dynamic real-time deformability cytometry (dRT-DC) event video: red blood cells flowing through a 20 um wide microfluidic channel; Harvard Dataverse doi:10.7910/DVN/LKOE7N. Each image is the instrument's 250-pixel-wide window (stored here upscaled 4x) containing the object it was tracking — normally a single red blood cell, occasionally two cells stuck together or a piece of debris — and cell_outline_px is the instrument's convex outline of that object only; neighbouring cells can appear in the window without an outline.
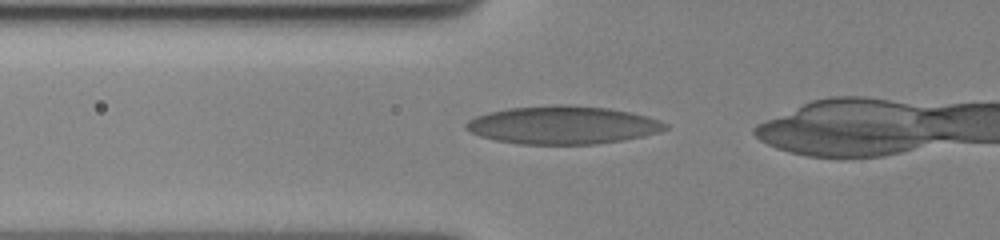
{"species": "human", "species_latin": "Homo sapiens", "temperature_condition": "cold", "stored_images_in_passage": 32, "camera_frame_rate_fps": 3000, "um_per_image_px": 0.085, "donor": {"sex": "female"}, "frame": {"image": 1, "passage_image": 2, "time_ms": 0.333, "image_size_px": [1000, 240], "cell_outline_px": [[668, 128], [660, 132], [620, 140], [596, 144], [520, 144], [496, 140], [480, 136], [464, 128], [464, 124], [468, 120], [476, 116], [488, 112], [508, 108], [560, 104], [568, 104], [608, 108], [632, 112], [660, 120], [668, 124]], "centroid_in_image_um": [47.82, 10.62], "position_along_channel_um": 78.0, "area_um2": 44.16}}
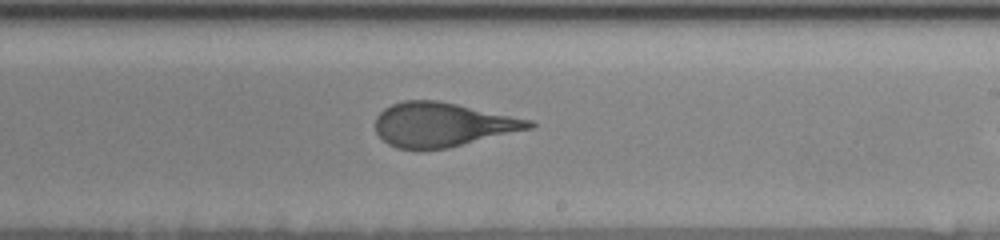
{"frame": {"image": 2, "passage_image": 17, "time_ms": 5.333, "image_size_px": [1000, 240], "cell_outline_px": [[536, 124], [532, 128], [448, 148], [420, 152], [396, 148], [388, 144], [376, 132], [376, 116], [384, 108], [392, 104], [404, 100], [436, 100], [456, 104], [532, 120]], "centroid_in_image_um": [37.56, 10.62], "position_along_channel_um": 251.4, "area_um2": 39.82}}
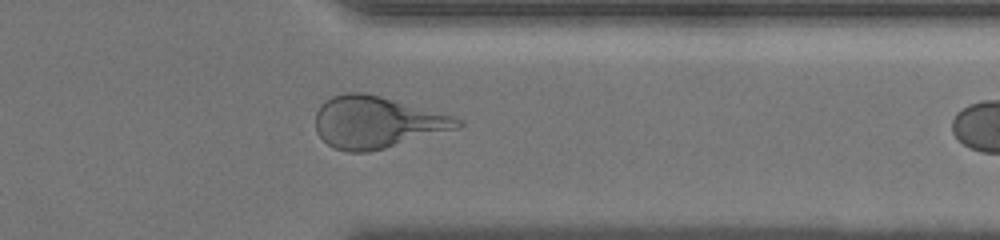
{"frame": {"image": 3, "passage_image": 28, "time_ms": 9.0, "image_size_px": [1000, 240], "cell_outline_px": [[464, 124], [460, 128], [384, 148], [368, 152], [348, 152], [332, 148], [316, 132], [316, 112], [320, 104], [324, 100], [332, 96], [344, 92], [364, 92], [380, 96], [452, 116], [464, 120]], "centroid_in_image_um": [32.0, 10.39], "position_along_channel_um": 379.4, "area_um2": 42.83}}